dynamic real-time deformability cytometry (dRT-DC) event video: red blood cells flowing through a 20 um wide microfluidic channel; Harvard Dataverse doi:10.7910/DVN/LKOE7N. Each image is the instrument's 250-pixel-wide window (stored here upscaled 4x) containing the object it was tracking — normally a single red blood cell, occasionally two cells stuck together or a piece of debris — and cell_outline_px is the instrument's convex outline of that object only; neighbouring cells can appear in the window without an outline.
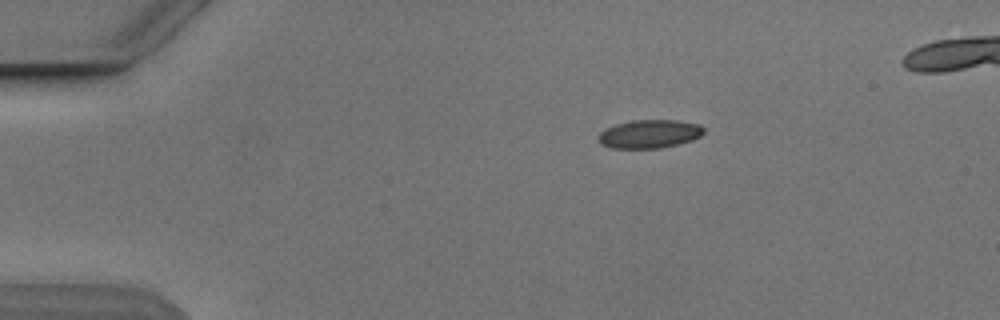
{"species": "Egyptian fruit bat (a non-hibernating species)", "species_latin": "Rousettus aegyptiacus", "temperature_condition": "cold", "stored_images_in_passage": 7, "camera_frame_rate_fps": 3000, "um_per_image_px": 0.085, "animal": {"sex": "male"}, "frame": {"image": 1, "passage_image": 1, "time_ms": 0.0, "image_size_px": [1000, 320], "cell_outline_px": [[704, 132], [700, 136], [692, 140], [660, 148], [612, 148], [600, 144], [596, 140], [596, 136], [600, 132], [616, 124], [632, 120], [676, 120], [700, 124], [704, 128]], "centroid_in_image_um": [55.17, 11.38], "position_along_channel_um": 29.8, "area_um2": 17.51}}
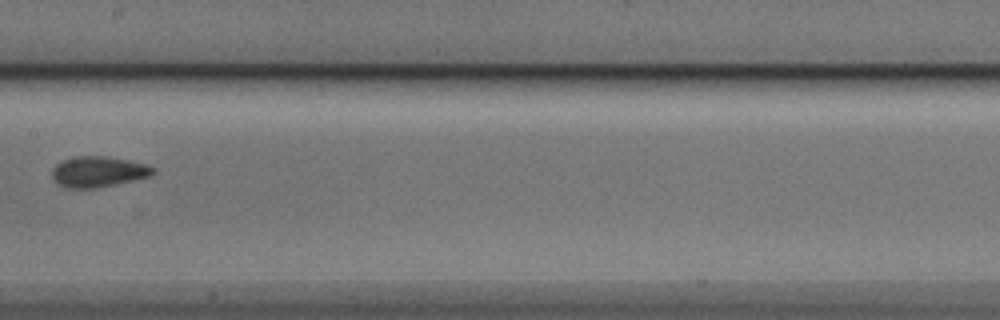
{"frame": {"image": 2, "passage_image": 6, "time_ms": 6.0, "image_size_px": [1000, 320], "cell_outline_px": [[156, 172], [152, 176], [96, 188], [64, 188], [52, 180], [52, 168], [56, 164], [72, 156], [104, 156], [144, 164], [156, 168]], "centroid_in_image_um": [8.32, 14.61], "position_along_channel_um": 199.1, "area_um2": 18.09}}
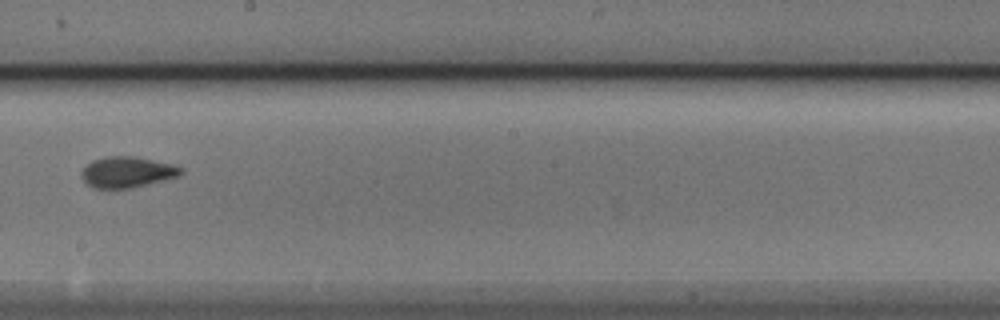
{"frame": {"image": 3, "passage_image": 7, "time_ms": 7.0, "image_size_px": [1000, 320], "cell_outline_px": [[184, 172], [180, 176], [132, 188], [92, 188], [80, 176], [80, 172], [92, 160], [108, 156], [136, 156], [172, 164], [184, 168]], "centroid_in_image_um": [10.83, 14.62], "position_along_channel_um": 237.4, "area_um2": 18.03}}